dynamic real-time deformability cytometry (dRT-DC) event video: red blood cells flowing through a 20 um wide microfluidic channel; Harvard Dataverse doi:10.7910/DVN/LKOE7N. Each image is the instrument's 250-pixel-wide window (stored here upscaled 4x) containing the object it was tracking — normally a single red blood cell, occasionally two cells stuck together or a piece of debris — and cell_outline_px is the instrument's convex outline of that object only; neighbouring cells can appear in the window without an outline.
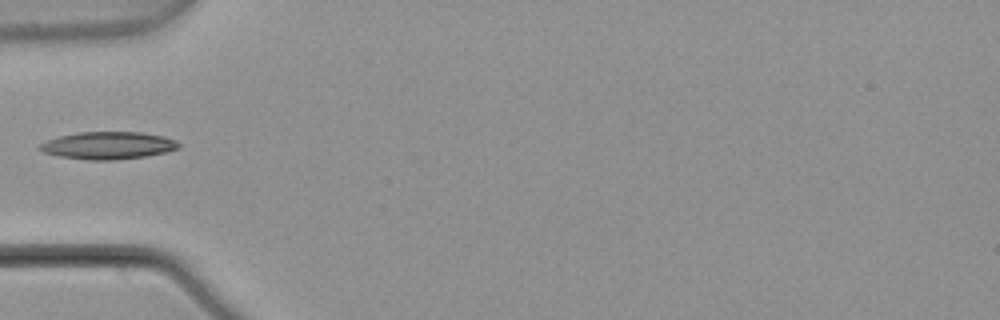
{"species": "common noctule bat (a hibernating species)", "species_latin": "Nyctalus noctula", "temperature_condition": "warm", "stored_images_in_passage": 5, "camera_frame_rate_fps": 3000, "um_per_image_px": 0.085, "animal": {"sex": "male", "body_mass_g": 21.5, "forearm_length_mm": 52.0}, "frame": {"image": 1, "passage_image": 5, "time_ms": 1.333, "image_size_px": [1000, 320], "cell_outline_px": [[180, 148], [164, 152], [144, 156], [112, 160], [88, 160], [60, 156], [44, 152], [36, 148], [40, 144], [48, 140], [60, 136], [80, 132], [140, 132], [164, 136], [176, 140], [180, 144]], "centroid_in_image_um": [9.19, 12.36], "position_along_channel_um": 75.8, "area_um2": 22.02}}